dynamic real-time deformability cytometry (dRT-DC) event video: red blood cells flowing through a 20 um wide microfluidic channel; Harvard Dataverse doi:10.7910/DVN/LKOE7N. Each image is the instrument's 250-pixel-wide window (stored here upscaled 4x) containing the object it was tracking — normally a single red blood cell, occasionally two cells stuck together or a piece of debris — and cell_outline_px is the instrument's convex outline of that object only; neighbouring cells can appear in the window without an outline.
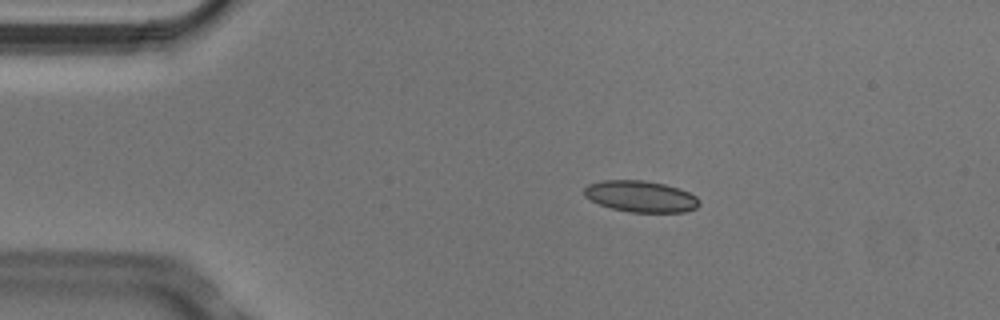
{"species": "Egyptian fruit bat (a non-hibernating species)", "species_latin": "Rousettus aegyptiacus", "temperature_condition": "cold", "stored_images_in_passage": 4, "camera_frame_rate_fps": 3000, "um_per_image_px": 0.085, "animal": {"sex": "male"}, "frame": {"image": 1, "passage_image": 3, "time_ms": 0.667, "image_size_px": [1000, 320], "cell_outline_px": [[700, 204], [696, 208], [684, 212], [628, 212], [612, 208], [600, 204], [584, 196], [584, 188], [588, 184], [600, 180], [644, 180], [664, 184], [680, 188], [696, 196], [700, 200]], "centroid_in_image_um": [54.47, 16.69], "position_along_channel_um": 30.5, "area_um2": 21.1}}